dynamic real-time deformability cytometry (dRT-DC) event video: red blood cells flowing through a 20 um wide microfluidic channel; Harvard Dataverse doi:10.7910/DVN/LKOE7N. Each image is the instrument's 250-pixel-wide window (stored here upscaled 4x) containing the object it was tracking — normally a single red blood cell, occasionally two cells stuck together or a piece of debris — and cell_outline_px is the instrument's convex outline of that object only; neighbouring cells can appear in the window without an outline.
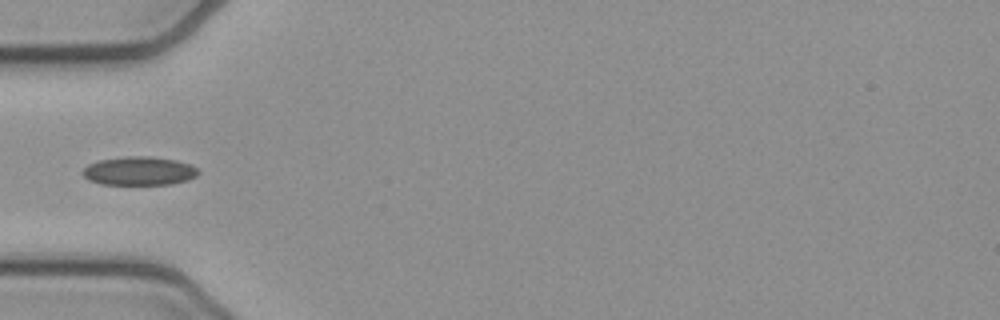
{"species": "common noctule bat (a hibernating species)", "species_latin": "Nyctalus noctula", "temperature_condition": "cold", "stored_images_in_passage": 36, "camera_frame_rate_fps": 3000, "um_per_image_px": 0.085, "animal": {"sex": "female", "body_mass_g": 21.9}, "frame": {"image": 1, "passage_image": 1, "time_ms": 0.0, "image_size_px": [1000, 320], "cell_outline_px": [[200, 172], [196, 176], [188, 180], [172, 184], [100, 184], [88, 180], [80, 172], [88, 164], [100, 160], [128, 156], [148, 156], [176, 160], [188, 164], [196, 168]], "centroid_in_image_um": [11.81, 14.53], "position_along_channel_um": 73.2, "area_um2": 19.25}}
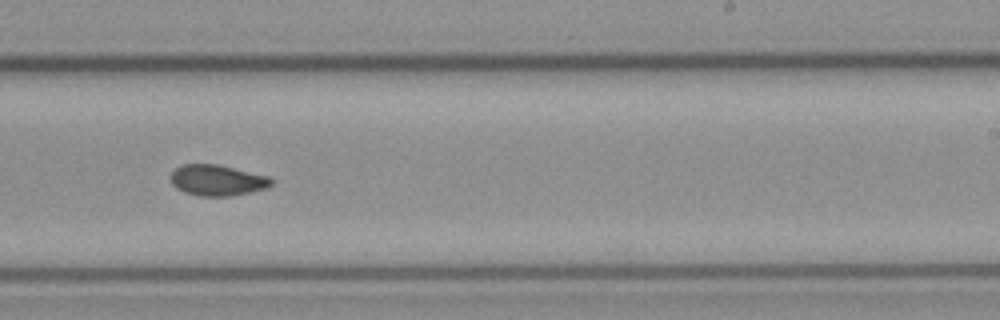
{"frame": {"image": 2, "passage_image": 16, "time_ms": 5.0, "image_size_px": [1000, 320], "cell_outline_px": [[272, 184], [268, 188], [228, 196], [200, 196], [184, 192], [176, 188], [172, 184], [172, 172], [180, 164], [216, 164], [268, 176], [272, 180]], "centroid_in_image_um": [18.45, 15.32], "position_along_channel_um": 270.6, "area_um2": 17.92}}
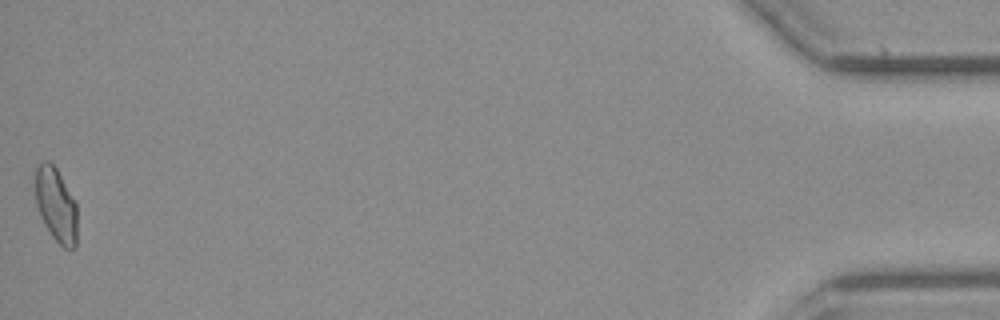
{"frame": {"image": 3, "passage_image": 36, "time_ms": 11.667, "image_size_px": [1000, 320], "cell_outline_px": [[76, 248], [64, 248], [52, 236], [44, 224], [40, 216], [36, 204], [36, 168], [44, 160], [48, 160], [56, 168], [76, 204]], "centroid_in_image_um": [4.75, 17.43], "position_along_channel_um": 430.4, "area_um2": 17.74}}